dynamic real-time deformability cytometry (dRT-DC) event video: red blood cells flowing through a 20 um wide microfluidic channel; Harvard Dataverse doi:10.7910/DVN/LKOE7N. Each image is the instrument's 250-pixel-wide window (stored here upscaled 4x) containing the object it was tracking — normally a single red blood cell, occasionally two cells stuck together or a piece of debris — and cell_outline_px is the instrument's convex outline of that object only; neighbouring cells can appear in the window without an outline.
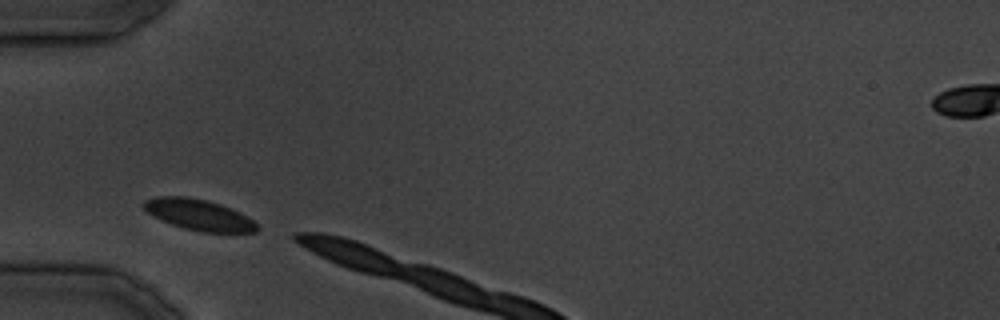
{"species": "common noctule bat (a hibernating species)", "species_latin": "Nyctalus noctula", "temperature_condition": "cold", "stored_images_in_passage": 3, "camera_frame_rate_fps": 3000, "um_per_image_px": 0.085, "animal": {"sex": "male", "body_mass_g": 19.5, "forearm_length_mm": 54.6}, "frame": {"image": 1, "passage_image": 1, "time_ms": 0.0, "image_size_px": [1000, 320], "cell_outline_px": [[260, 228], [256, 232], [200, 232], [184, 228], [172, 224], [152, 216], [144, 208], [144, 200], [156, 196], [188, 196], [208, 200], [232, 208], [240, 212], [252, 220]], "centroid_in_image_um": [16.9, 18.25], "position_along_channel_um": 68.1, "area_um2": 20.46}}